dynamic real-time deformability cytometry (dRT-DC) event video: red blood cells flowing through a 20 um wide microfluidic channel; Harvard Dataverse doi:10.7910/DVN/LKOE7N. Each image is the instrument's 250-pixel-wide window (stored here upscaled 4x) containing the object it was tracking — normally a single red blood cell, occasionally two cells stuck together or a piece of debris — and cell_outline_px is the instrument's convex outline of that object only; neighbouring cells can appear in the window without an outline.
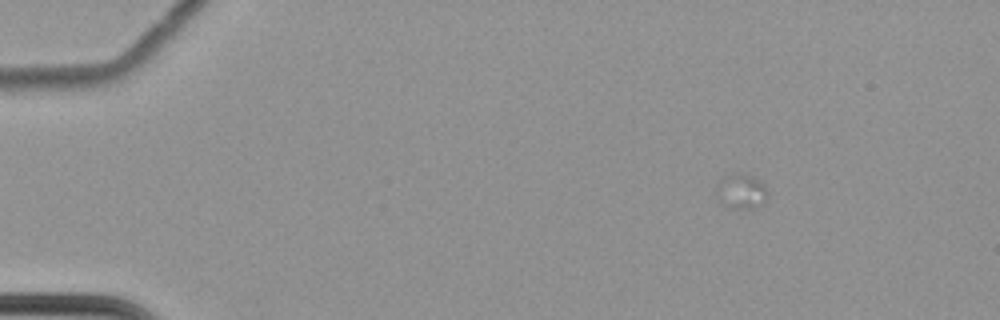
{"species": "common noctule bat (a hibernating species)", "species_latin": "Nyctalus noctula", "temperature_condition": "cold", "stored_images_in_passage": 27, "camera_frame_rate_fps": 3000, "um_per_image_px": 0.085, "animal": {"sex": "female", "body_mass_g": 22.7, "forearm_length_mm": 54.2}, "frame": {"image": 1, "passage_image": 8, "time_ms": 2.333, "image_size_px": [1000, 320], "cell_outline_px": [[768, 196], [764, 204], [752, 208], [732, 208], [720, 204], [716, 196], [716, 184], [724, 176], [736, 172], [752, 176], [764, 184]], "centroid_in_image_um": [62.97, 16.27], "position_along_channel_um": 22.0, "area_um2": 10.64}}